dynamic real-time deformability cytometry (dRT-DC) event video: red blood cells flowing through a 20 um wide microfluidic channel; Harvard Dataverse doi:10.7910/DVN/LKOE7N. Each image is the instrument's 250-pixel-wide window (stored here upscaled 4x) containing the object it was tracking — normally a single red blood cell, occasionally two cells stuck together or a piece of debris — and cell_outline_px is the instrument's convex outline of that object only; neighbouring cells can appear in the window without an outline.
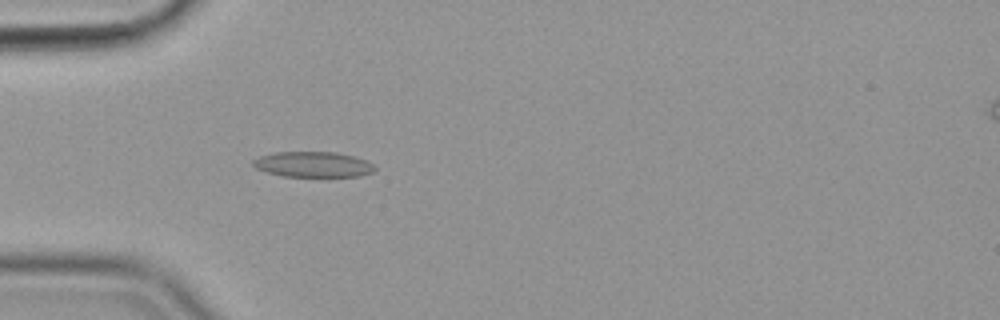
{"species": "common noctule bat (a hibernating species)", "species_latin": "Nyctalus noctula", "temperature_condition": "cold", "stored_images_in_passage": 57, "camera_frame_rate_fps": 3000, "um_per_image_px": 0.085, "animal": {"sex": "female", "body_mass_g": 19.9}, "frame": {"image": 1, "passage_image": 18, "time_ms": 5.667, "image_size_px": [1000, 320], "cell_outline_px": [[376, 168], [372, 172], [360, 176], [284, 176], [268, 172], [256, 168], [252, 164], [252, 160], [260, 156], [276, 152], [336, 152], [352, 156], [376, 164]], "centroid_in_image_um": [26.62, 13.97], "position_along_channel_um": 58.4, "area_um2": 17.92}}
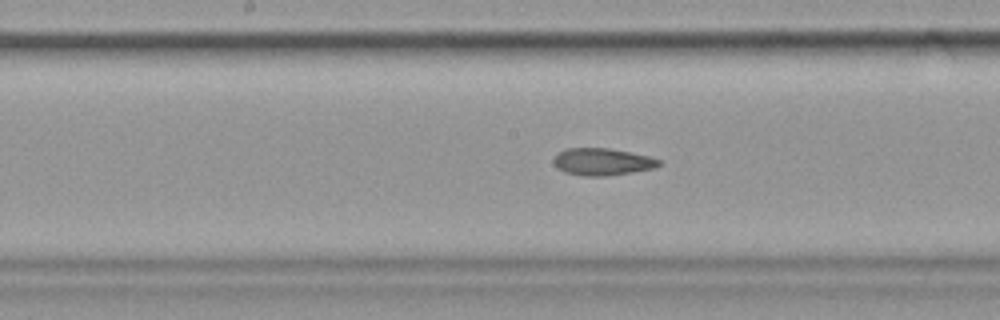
{"frame": {"image": 2, "passage_image": 30, "time_ms": 9.667, "image_size_px": [1000, 320], "cell_outline_px": [[660, 164], [656, 168], [632, 172], [604, 176], [584, 176], [564, 172], [556, 168], [552, 160], [564, 148], [608, 148], [648, 156], [660, 160]], "centroid_in_image_um": [51.16, 13.75], "position_along_channel_um": 197.0, "area_um2": 16.59}}
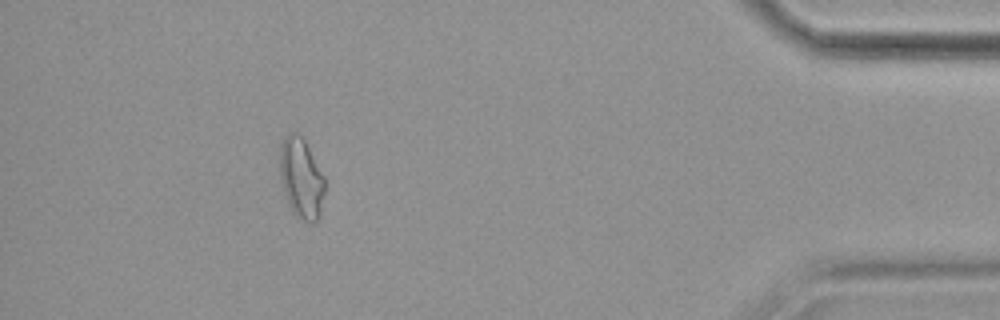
{"frame": {"image": 3, "passage_image": 52, "time_ms": 17.0, "image_size_px": [1000, 320], "cell_outline_px": [[324, 192], [320, 216], [312, 224], [308, 224], [296, 216], [292, 212], [288, 204], [280, 180], [280, 144], [284, 136], [288, 132], [296, 132], [304, 140], [324, 176]], "centroid_in_image_um": [25.59, 15.17], "position_along_channel_um": 409.6, "area_um2": 21.21}, "authors_computed_cell_mechanics": {"area_um2": 17.5712, "velocity_mm_per_s": 3.5921, "shape_relaxation_time_tau1_ms": null, "shape_relaxation_time_tau2_ms": 4.0082, "deformation_change_tau1": null, "deformation_change_tau2": 0.1227}}